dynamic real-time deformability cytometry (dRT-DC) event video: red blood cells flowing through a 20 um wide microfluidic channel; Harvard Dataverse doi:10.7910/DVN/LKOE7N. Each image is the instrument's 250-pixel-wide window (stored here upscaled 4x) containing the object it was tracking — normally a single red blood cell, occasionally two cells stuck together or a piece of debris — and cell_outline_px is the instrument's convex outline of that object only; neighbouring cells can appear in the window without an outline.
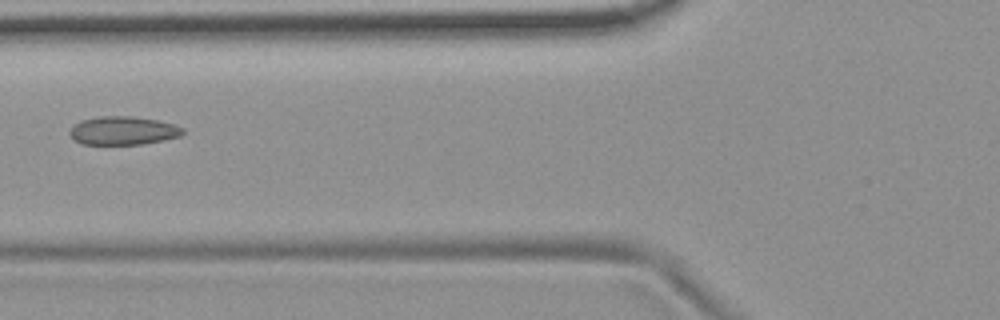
{"species": "common noctule bat (a hibernating species)", "species_latin": "Nyctalus noctula", "temperature_condition": "room temperature", "stored_images_in_passage": 6, "camera_frame_rate_fps": 3000, "um_per_image_px": 0.085, "animal": {"sex": "female", "body_mass_g": 19.9}, "frame": {"image": 1, "passage_image": 6, "time_ms": 6.667, "image_size_px": [1000, 320], "cell_outline_px": [[184, 132], [180, 136], [164, 140], [140, 144], [84, 144], [76, 140], [68, 132], [80, 120], [100, 116], [132, 116], [156, 120], [172, 124], [184, 128]], "centroid_in_image_um": [10.48, 11.1], "position_along_channel_um": 115.3, "area_um2": 18.5}}